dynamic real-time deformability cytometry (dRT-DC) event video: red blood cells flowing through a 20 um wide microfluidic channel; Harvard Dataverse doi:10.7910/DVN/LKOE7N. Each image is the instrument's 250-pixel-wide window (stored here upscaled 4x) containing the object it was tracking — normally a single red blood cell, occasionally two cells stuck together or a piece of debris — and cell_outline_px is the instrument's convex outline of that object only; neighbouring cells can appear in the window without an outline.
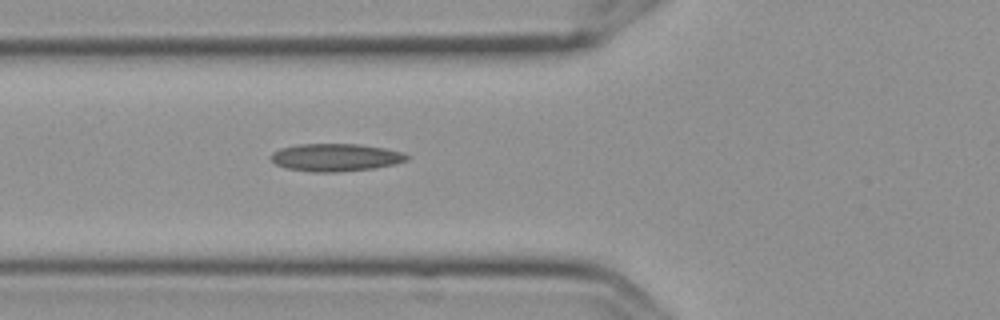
{"species": "Egyptian fruit bat (a non-hibernating species)", "species_latin": "Rousettus aegyptiacus", "temperature_condition": "cold", "stored_images_in_passage": 3, "camera_frame_rate_fps": 3000, "um_per_image_px": 0.085, "frame": {"image": 1, "passage_image": 3, "time_ms": 0.667, "image_size_px": [1000, 320], "cell_outline_px": [[408, 160], [396, 164], [372, 168], [340, 172], [312, 172], [288, 168], [276, 164], [268, 156], [272, 152], [280, 148], [296, 144], [360, 144], [384, 148], [400, 152], [408, 156]], "centroid_in_image_um": [28.49, 13.38], "position_along_channel_um": 97.3, "area_um2": 21.91}}